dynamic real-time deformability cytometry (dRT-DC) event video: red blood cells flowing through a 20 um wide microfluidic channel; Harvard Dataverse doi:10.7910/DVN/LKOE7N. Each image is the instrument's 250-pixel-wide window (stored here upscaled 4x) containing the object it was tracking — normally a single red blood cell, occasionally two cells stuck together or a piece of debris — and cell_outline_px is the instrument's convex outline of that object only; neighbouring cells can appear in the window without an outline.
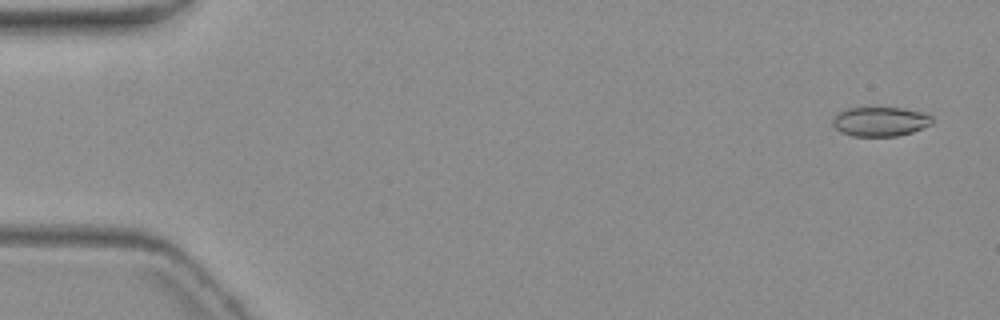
{"species": "common noctule bat (a hibernating species)", "species_latin": "Nyctalus noctula", "temperature_condition": "warm", "stored_images_in_passage": 4, "camera_frame_rate_fps": 3000, "um_per_image_px": 0.085, "animal": {"sex": "female", "body_mass_g": 19.3, "forearm_length_mm": 54.1}, "frame": {"image": 1, "passage_image": 1, "time_ms": 0.0, "image_size_px": [1000, 320], "cell_outline_px": [[932, 124], [912, 132], [896, 136], [852, 136], [840, 132], [832, 124], [832, 120], [840, 112], [848, 108], [900, 108], [920, 112], [932, 116]], "centroid_in_image_um": [74.81, 10.34], "position_along_channel_um": 10.2, "area_um2": 16.82}}
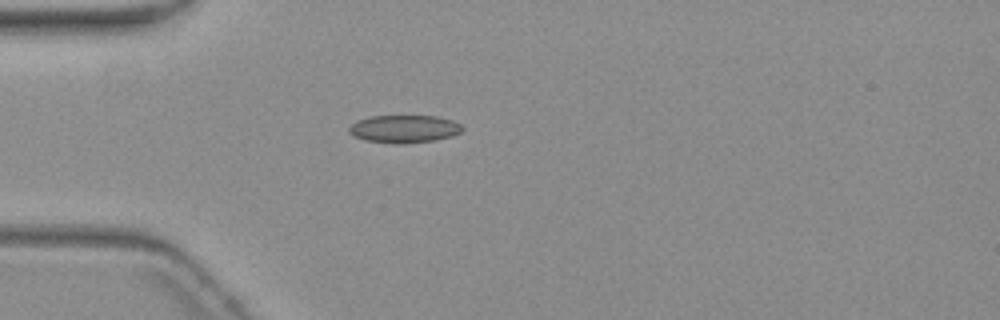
{"frame": {"image": 2, "passage_image": 4, "time_ms": 4.667, "image_size_px": [1000, 320], "cell_outline_px": [[464, 128], [460, 132], [452, 136], [436, 140], [404, 144], [392, 144], [364, 140], [348, 132], [348, 128], [356, 120], [372, 116], [436, 116], [452, 120], [460, 124]], "centroid_in_image_um": [34.35, 10.96], "position_along_channel_um": 50.6, "area_um2": 18.44}}